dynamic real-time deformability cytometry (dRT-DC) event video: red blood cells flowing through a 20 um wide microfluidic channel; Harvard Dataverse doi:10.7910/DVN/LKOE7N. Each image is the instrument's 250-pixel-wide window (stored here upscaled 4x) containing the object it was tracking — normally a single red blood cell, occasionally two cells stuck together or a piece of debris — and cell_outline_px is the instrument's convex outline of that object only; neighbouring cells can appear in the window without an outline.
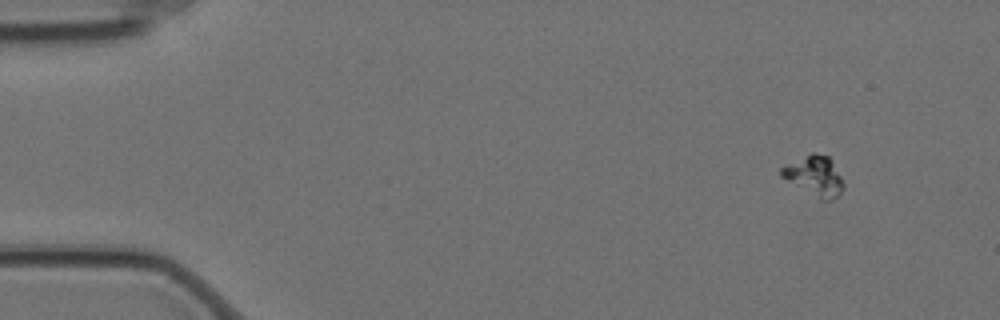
{"species": "Egyptian fruit bat (a non-hibernating species)", "species_latin": "Rousettus aegyptiacus", "temperature_condition": "cold", "stored_images_in_passage": 14, "camera_frame_rate_fps": 3000, "um_per_image_px": 0.085, "animal": {"sex": "female"}, "frame": {"image": 1, "passage_image": 1, "time_ms": 0.0, "image_size_px": [1000, 320], "cell_outline_px": [[844, 188], [832, 200], [820, 200], [780, 176], [780, 168], [812, 152], [816, 152], [828, 156], [832, 160], [844, 184]], "centroid_in_image_um": [69.24, 14.95], "position_along_channel_um": 15.8, "area_um2": 14.28}}
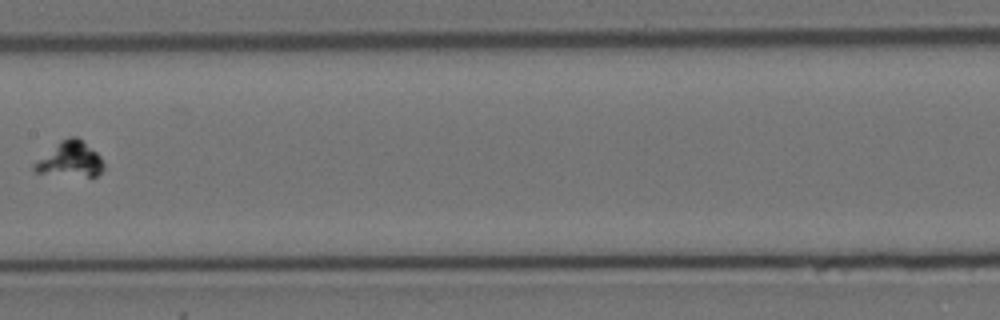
{"frame": {"image": 2, "passage_image": 7, "time_ms": 2.0, "image_size_px": [1000, 320], "cell_outline_px": [[104, 168], [96, 176], [88, 176], [36, 172], [32, 168], [32, 164], [60, 140], [72, 136], [76, 136], [96, 152], [100, 156], [104, 164]], "centroid_in_image_um": [5.95, 13.53], "position_along_channel_um": 201.4, "area_um2": 13.87}}
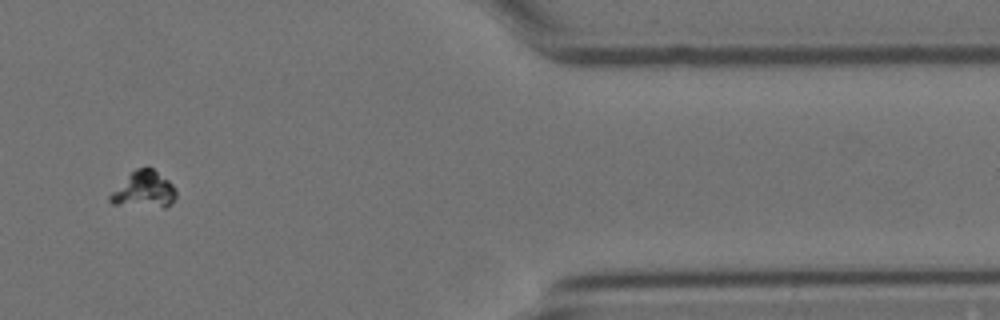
{"frame": {"image": 3, "passage_image": 12, "time_ms": 3.667, "image_size_px": [1000, 320], "cell_outline_px": [[176, 196], [172, 204], [164, 208], [112, 204], [108, 200], [108, 196], [136, 168], [152, 168], [168, 180], [176, 188]], "centroid_in_image_um": [12.26, 16.16], "position_along_channel_um": 399.1, "area_um2": 13.93}}